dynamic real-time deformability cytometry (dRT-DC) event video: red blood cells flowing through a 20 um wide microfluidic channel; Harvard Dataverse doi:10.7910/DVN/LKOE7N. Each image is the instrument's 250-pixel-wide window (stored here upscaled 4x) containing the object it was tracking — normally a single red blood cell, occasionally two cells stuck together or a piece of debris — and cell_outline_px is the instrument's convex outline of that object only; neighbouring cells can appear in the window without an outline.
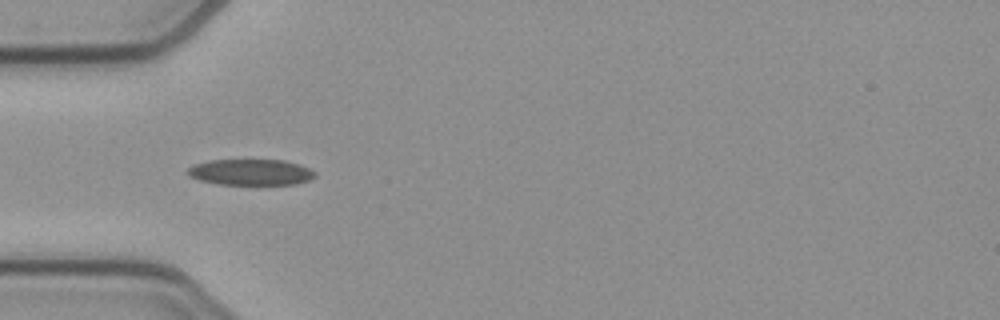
{"species": "common noctule bat (a hibernating species)", "species_latin": "Nyctalus noctula", "temperature_condition": "cold", "stored_images_in_passage": 12, "camera_frame_rate_fps": 3000, "um_per_image_px": 0.085, "animal": {"sex": "female", "body_mass_g": 21.9}, "frame": {"image": 1, "passage_image": 6, "time_ms": 1.667, "image_size_px": [1000, 320], "cell_outline_px": [[316, 176], [308, 180], [296, 184], [216, 184], [200, 180], [188, 176], [184, 172], [188, 168], [196, 164], [208, 160], [284, 160], [300, 164], [316, 172]], "centroid_in_image_um": [21.29, 14.63], "position_along_channel_um": 63.7, "area_um2": 19.36}}
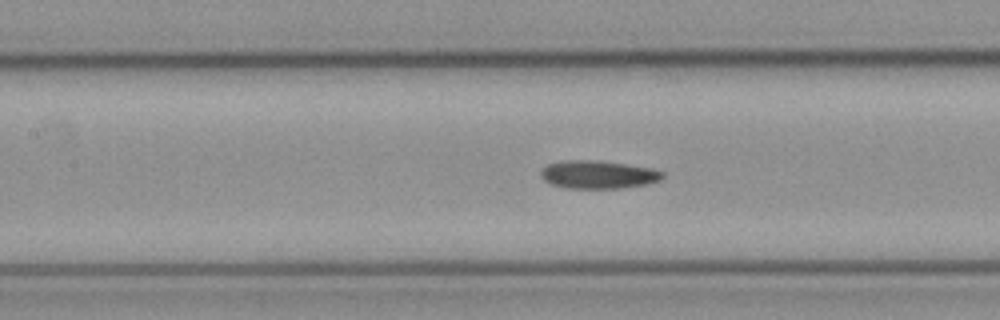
{"frame": {"image": 2, "passage_image": 10, "time_ms": 3.0, "image_size_px": [1000, 320], "cell_outline_px": [[664, 176], [660, 180], [648, 184], [620, 188], [564, 188], [552, 184], [544, 180], [540, 176], [540, 168], [548, 164], [560, 160], [600, 160], [652, 168], [664, 172]], "centroid_in_image_um": [50.81, 14.83], "position_along_channel_um": 156.6, "area_um2": 20.17}}